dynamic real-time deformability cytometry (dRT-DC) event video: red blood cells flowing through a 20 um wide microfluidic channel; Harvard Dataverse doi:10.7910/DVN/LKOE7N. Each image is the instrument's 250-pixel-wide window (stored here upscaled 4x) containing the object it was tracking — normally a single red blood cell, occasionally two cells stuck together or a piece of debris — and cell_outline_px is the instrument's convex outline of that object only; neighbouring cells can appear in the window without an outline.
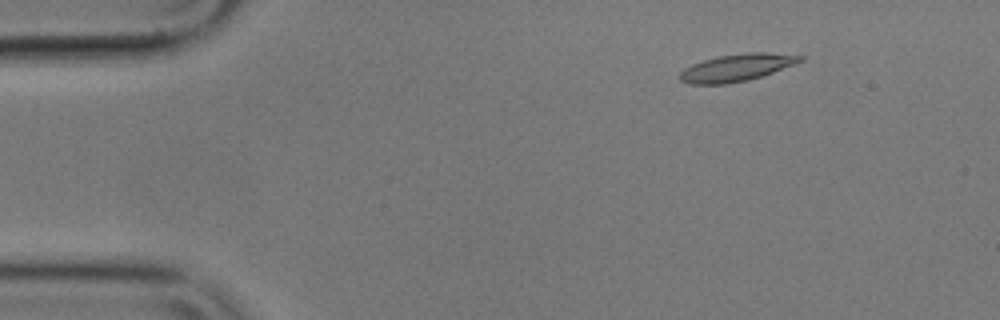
{"species": "common noctule bat (a hibernating species)", "species_latin": "Nyctalus noctula", "temperature_condition": "cold", "stored_images_in_passage": 51, "camera_frame_rate_fps": 3000, "um_per_image_px": 0.085, "animal": {"sex": "male", "body_mass_g": 17.9}, "frame": {"image": 1, "passage_image": 2, "time_ms": 0.333, "image_size_px": [1000, 320], "cell_outline_px": [[804, 60], [796, 64], [748, 80], [728, 84], [692, 84], [680, 80], [680, 72], [684, 68], [692, 64], [716, 56], [748, 52], [768, 52], [804, 56]], "centroid_in_image_um": [62.63, 5.74], "position_along_channel_um": 22.4, "area_um2": 19.07}}
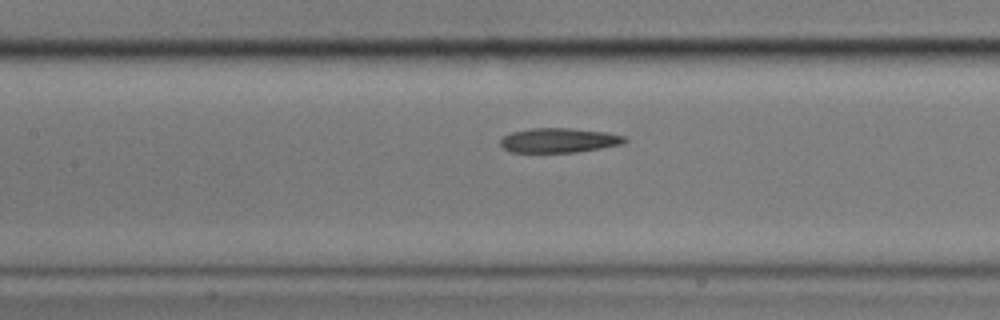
{"frame": {"image": 2, "passage_image": 20, "time_ms": 6.333, "image_size_px": [1000, 320], "cell_outline_px": [[628, 140], [624, 144], [576, 152], [508, 152], [500, 144], [500, 140], [504, 136], [512, 132], [532, 128], [572, 128], [608, 132], [624, 136]], "centroid_in_image_um": [47.53, 11.92], "position_along_channel_um": 159.9, "area_um2": 17.86}}
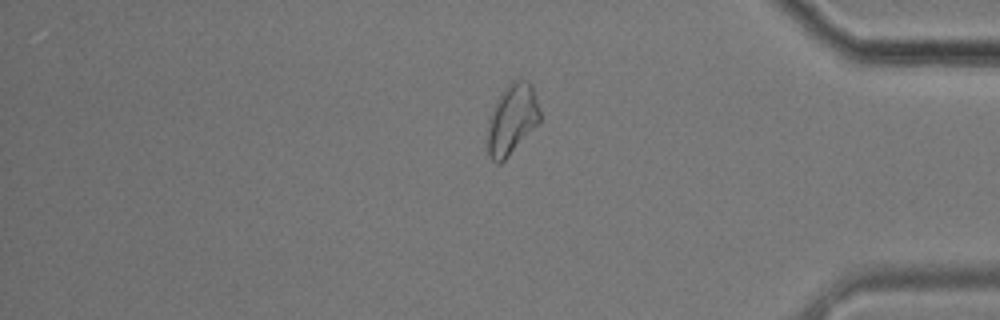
{"frame": {"image": 3, "passage_image": 42, "time_ms": 13.667, "image_size_px": [1000, 320], "cell_outline_px": [[540, 124], [500, 164], [496, 164], [492, 160], [488, 152], [488, 116], [496, 100], [504, 88], [512, 80], [520, 76], [532, 84], [540, 112]], "centroid_in_image_um": [43.53, 10.11], "position_along_channel_um": 391.7, "area_um2": 21.91}, "authors_computed_cell_mechanics": {"area_um2": 18.785, "velocity_mm_per_s": 3.5111, "shape_relaxation_time_tau1_ms": 9.9243, "shape_relaxation_time_tau2_ms": 7.1792, "deformation_change_tau1": 0.1955, "deformation_change_tau2": 0.1353}}